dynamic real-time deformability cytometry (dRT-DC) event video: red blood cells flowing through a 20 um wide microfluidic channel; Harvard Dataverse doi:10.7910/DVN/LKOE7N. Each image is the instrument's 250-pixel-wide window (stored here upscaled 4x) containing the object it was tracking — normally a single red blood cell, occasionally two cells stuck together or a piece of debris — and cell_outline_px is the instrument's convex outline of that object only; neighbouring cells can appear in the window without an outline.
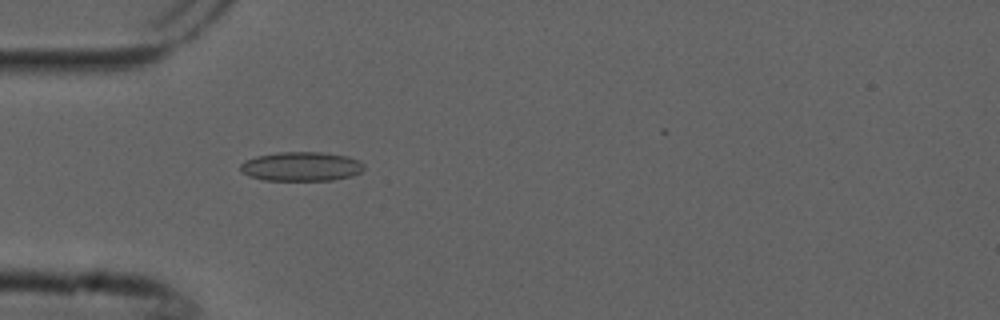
{"species": "common noctule bat (a hibernating species)", "species_latin": "Nyctalus noctula", "temperature_condition": "cold", "stored_images_in_passage": 4, "camera_frame_rate_fps": 3000, "um_per_image_px": 0.085, "animal": {"sex": "male", "forearm_length_mm": 52.5}, "frame": {"image": 1, "passage_image": 4, "time_ms": 1.0, "image_size_px": [1000, 320], "cell_outline_px": [[364, 168], [360, 172], [352, 176], [332, 180], [264, 180], [248, 176], [240, 172], [240, 164], [244, 160], [256, 156], [276, 152], [320, 152], [348, 156], [360, 160], [364, 164]], "centroid_in_image_um": [25.59, 14.14], "position_along_channel_um": 59.4, "area_um2": 21.27}}